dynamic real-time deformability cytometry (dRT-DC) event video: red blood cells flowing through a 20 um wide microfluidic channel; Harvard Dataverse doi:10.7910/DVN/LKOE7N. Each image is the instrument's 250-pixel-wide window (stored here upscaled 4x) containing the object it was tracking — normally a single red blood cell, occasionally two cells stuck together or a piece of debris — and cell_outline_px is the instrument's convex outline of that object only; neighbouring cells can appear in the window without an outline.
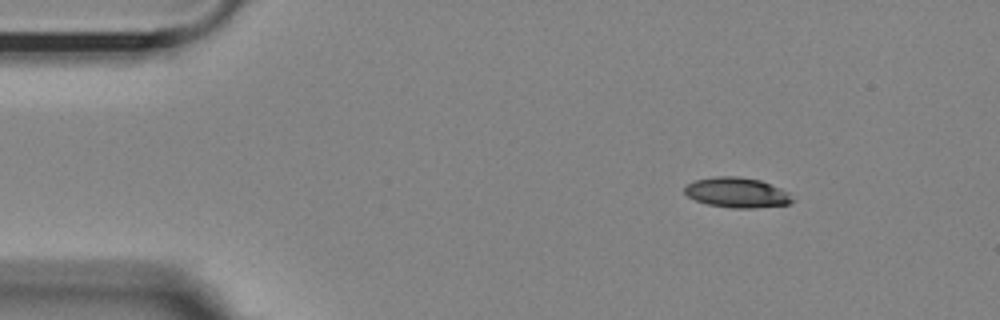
{"species": "Egyptian fruit bat (a non-hibernating species)", "species_latin": "Rousettus aegyptiacus", "temperature_condition": "room temperature", "stored_images_in_passage": 5, "camera_frame_rate_fps": 3000, "um_per_image_px": 0.085, "animal": {"sex": "female"}, "frame": {"image": 1, "passage_image": 2, "time_ms": 1.0, "image_size_px": [1000, 320], "cell_outline_px": [[796, 200], [788, 204], [752, 208], [732, 208], [708, 204], [696, 200], [688, 196], [684, 192], [684, 188], [688, 184], [696, 180], [716, 176], [740, 176], [760, 180], [780, 188], [788, 192]], "centroid_in_image_um": [62.66, 16.36], "position_along_channel_um": 22.3, "area_um2": 18.84}}